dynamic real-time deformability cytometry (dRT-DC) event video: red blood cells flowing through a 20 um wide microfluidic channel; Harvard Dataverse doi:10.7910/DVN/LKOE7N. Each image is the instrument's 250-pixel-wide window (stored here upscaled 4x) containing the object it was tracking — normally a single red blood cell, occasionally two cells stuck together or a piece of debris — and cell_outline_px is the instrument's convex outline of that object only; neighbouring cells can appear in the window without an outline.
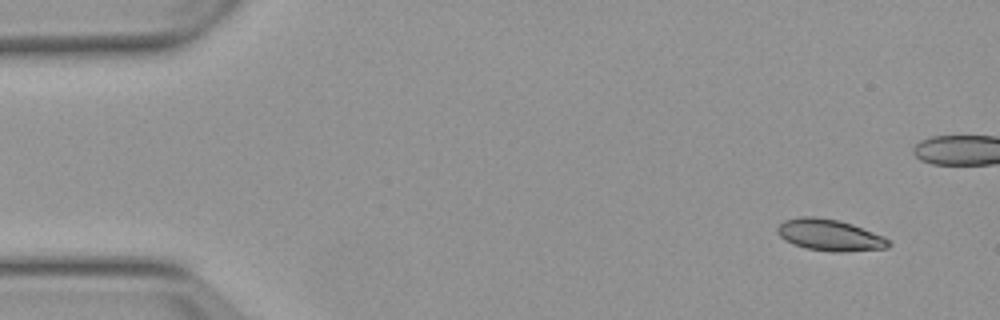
{"species": "Egyptian fruit bat (a non-hibernating species)", "species_latin": "Rousettus aegyptiacus", "temperature_condition": "warm", "stored_images_in_passage": 5, "camera_frame_rate_fps": 3000, "um_per_image_px": 0.085, "animal": {"sex": "female"}, "frame": {"image": 1, "passage_image": 1, "time_ms": 0.0, "image_size_px": [1000, 320], "cell_outline_px": [[892, 244], [888, 248], [844, 252], [832, 252], [804, 248], [792, 244], [784, 240], [780, 236], [776, 228], [784, 220], [800, 216], [816, 216], [840, 220], [852, 224], [884, 236]], "centroid_in_image_um": [70.52, 19.98], "position_along_channel_um": 14.5, "area_um2": 20.69}}